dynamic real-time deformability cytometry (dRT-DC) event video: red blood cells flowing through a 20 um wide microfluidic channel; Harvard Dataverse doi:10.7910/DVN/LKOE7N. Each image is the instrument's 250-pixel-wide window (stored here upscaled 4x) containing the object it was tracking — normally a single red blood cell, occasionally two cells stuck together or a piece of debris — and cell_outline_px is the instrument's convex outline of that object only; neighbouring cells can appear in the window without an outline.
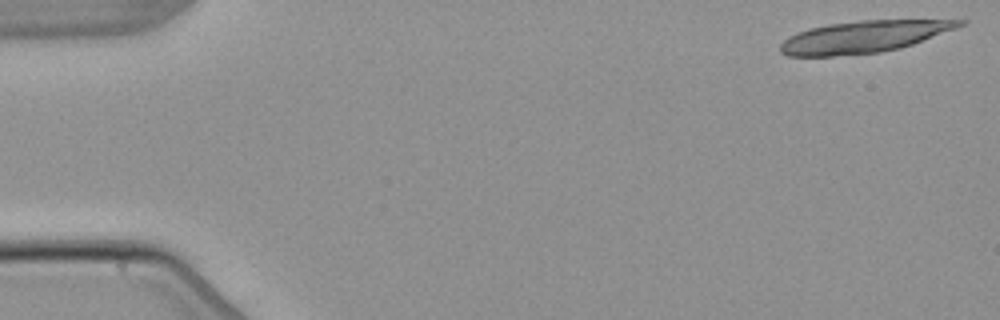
{"species": "common noctule bat (a hibernating species)", "species_latin": "Nyctalus noctula", "temperature_condition": "warm", "stored_images_in_passage": 4, "camera_frame_rate_fps": 3000, "um_per_image_px": 0.085, "animal": {"sex": "male", "body_mass_g": 21.5, "forearm_length_mm": 52.0}, "frame": {"image": 1, "passage_image": 1, "time_ms": 0.0, "image_size_px": [1000, 320], "cell_outline_px": [[968, 20], [964, 24], [956, 28], [912, 44], [900, 48], [880, 52], [832, 56], [788, 56], [780, 52], [780, 44], [788, 36], [808, 28], [828, 24], [860, 20]], "centroid_in_image_um": [73.36, 3.12], "position_along_channel_um": 11.6, "area_um2": 33.06}}